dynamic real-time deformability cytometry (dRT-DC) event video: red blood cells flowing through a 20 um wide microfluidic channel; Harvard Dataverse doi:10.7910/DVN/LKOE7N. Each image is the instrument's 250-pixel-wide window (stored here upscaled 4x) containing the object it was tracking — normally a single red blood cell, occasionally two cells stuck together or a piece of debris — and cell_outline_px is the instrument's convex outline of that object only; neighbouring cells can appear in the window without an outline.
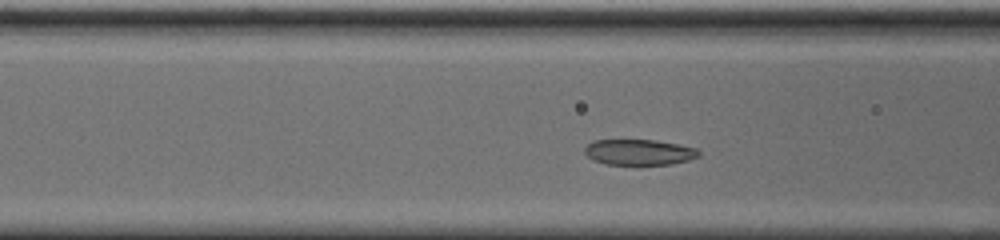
{"species": "common noctule bat (a hibernating species)", "species_latin": "Nyctalus noctula", "temperature_condition": "cold", "stored_images_in_passage": 34, "camera_frame_rate_fps": 3000, "um_per_image_px": 0.085, "animal": {"sex": "male", "body_mass_g": 20.0, "forearm_length_mm": 53.3}, "frame": {"image": 1, "passage_image": 10, "time_ms": 3.0, "image_size_px": [1000, 240], "cell_outline_px": [[700, 156], [688, 160], [672, 164], [640, 168], [604, 164], [592, 160], [584, 152], [584, 148], [592, 140], [656, 140], [696, 148], [700, 152]], "centroid_in_image_um": [54.3, 12.99], "position_along_channel_um": 112.3, "area_um2": 18.03}}
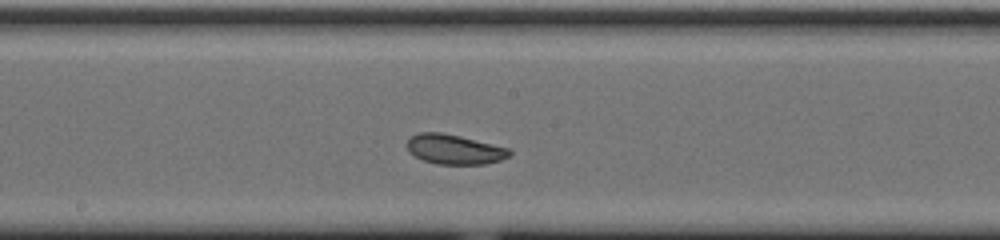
{"frame": {"image": 2, "passage_image": 18, "time_ms": 5.667, "image_size_px": [1000, 240], "cell_outline_px": [[512, 152], [508, 156], [500, 160], [484, 164], [436, 164], [424, 160], [408, 152], [408, 140], [412, 136], [420, 132], [440, 132], [460, 136], [508, 148]], "centroid_in_image_um": [38.61, 12.69], "position_along_channel_um": 209.6, "area_um2": 17.51}}
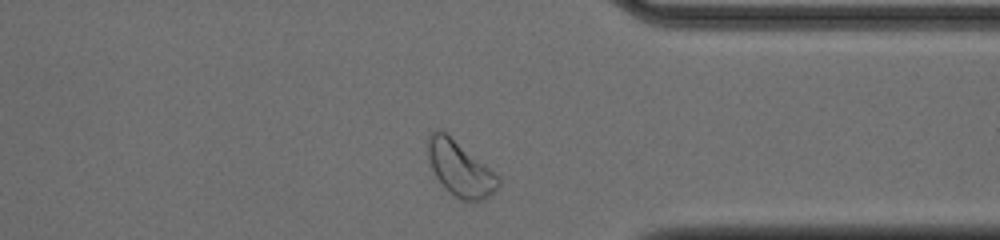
{"frame": {"image": 3, "passage_image": 32, "time_ms": 10.333, "image_size_px": [1000, 240], "cell_outline_px": [[500, 184], [492, 196], [476, 204], [472, 204], [448, 192], [444, 188], [436, 176], [432, 168], [428, 156], [428, 136], [432, 132], [444, 132], [500, 176]], "centroid_in_image_um": [39.16, 14.43], "position_along_channel_um": 372.2, "area_um2": 22.37}, "authors_computed_cell_mechanics": {"area_um2": 18.0625, "velocity_mm_per_s": 3.6505, "shape_relaxation_time_tau1_ms": 2.7619, "shape_relaxation_time_tau2_ms": 4.9567, "deformation_change_tau1": 0.1017, "deformation_change_tau2": 0.0796}}